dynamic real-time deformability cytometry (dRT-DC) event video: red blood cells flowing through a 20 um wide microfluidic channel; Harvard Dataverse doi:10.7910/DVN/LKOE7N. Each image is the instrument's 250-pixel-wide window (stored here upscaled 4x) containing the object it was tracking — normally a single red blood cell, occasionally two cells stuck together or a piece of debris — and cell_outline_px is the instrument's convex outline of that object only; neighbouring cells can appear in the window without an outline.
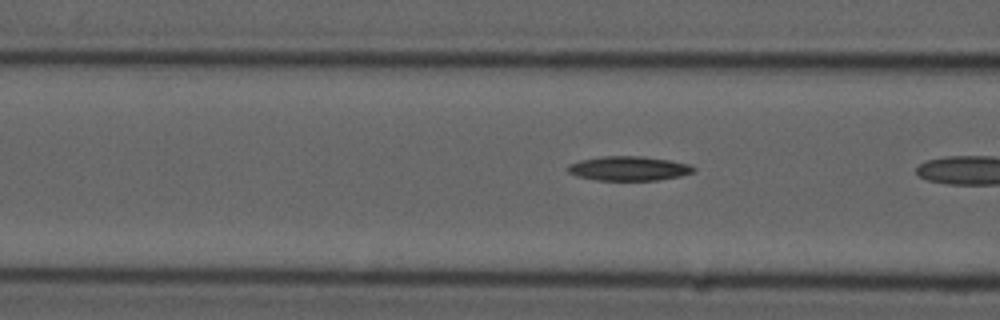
{"species": "common noctule bat (a hibernating species)", "species_latin": "Nyctalus noctula", "temperature_condition": "cold", "stored_images_in_passage": 5, "camera_frame_rate_fps": 3000, "um_per_image_px": 0.085, "animal": {"sex": "male", "forearm_length_mm": 52.5}, "frame": {"image": 1, "passage_image": 4, "time_ms": 1.0, "image_size_px": [1000, 320], "cell_outline_px": [[696, 172], [680, 176], [656, 180], [596, 180], [576, 176], [568, 172], [568, 164], [580, 160], [604, 156], [644, 156], [692, 164], [696, 168]], "centroid_in_image_um": [53.48, 14.31], "position_along_channel_um": 113.1, "area_um2": 17.98}}